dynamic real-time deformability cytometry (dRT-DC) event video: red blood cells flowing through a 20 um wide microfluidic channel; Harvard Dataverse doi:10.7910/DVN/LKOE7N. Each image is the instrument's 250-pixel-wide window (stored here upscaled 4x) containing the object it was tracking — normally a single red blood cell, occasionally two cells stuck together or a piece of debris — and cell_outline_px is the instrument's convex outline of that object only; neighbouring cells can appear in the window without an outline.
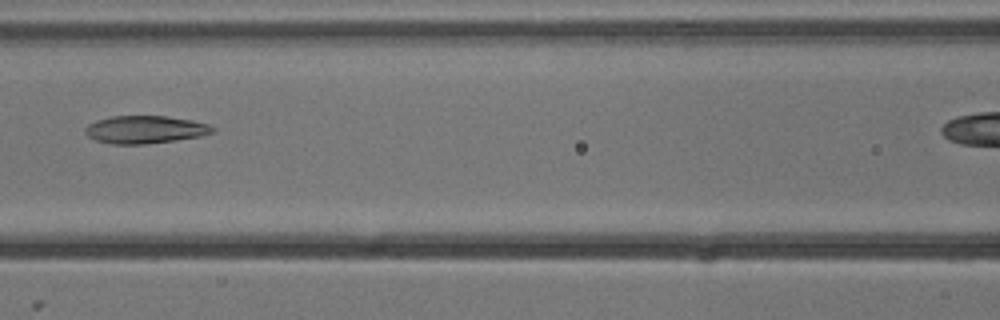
{"species": "common noctule bat (a hibernating species)", "species_latin": "Nyctalus noctula", "temperature_condition": "cold", "stored_images_in_passage": 7, "camera_frame_rate_fps": 3000, "um_per_image_px": 0.085, "animal": {"sex": "male", "body_mass_g": 13.3}, "frame": {"image": 1, "passage_image": 4, "time_ms": 1.0, "image_size_px": [1000, 320], "cell_outline_px": [[216, 132], [200, 136], [176, 140], [144, 144], [112, 144], [96, 140], [88, 136], [84, 132], [84, 128], [88, 124], [96, 120], [112, 116], [168, 116], [192, 120], [208, 124], [216, 128]], "centroid_in_image_um": [12.34, 11.01], "position_along_channel_um": 154.3, "area_um2": 20.69}}
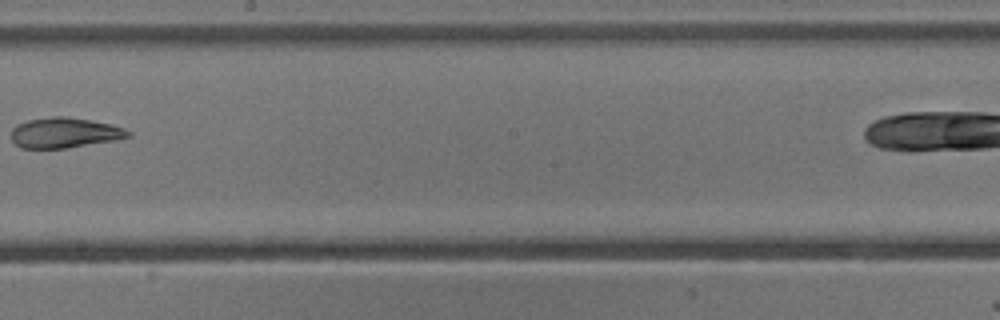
{"frame": {"image": 2, "passage_image": 6, "time_ms": 1.667, "image_size_px": [1000, 320], "cell_outline_px": [[132, 136], [116, 140], [68, 148], [20, 148], [12, 140], [12, 128], [16, 124], [28, 120], [52, 116], [64, 116], [92, 120], [112, 124], [124, 128], [132, 132]], "centroid_in_image_um": [5.52, 11.28], "position_along_channel_um": 242.7, "area_um2": 20.87}}
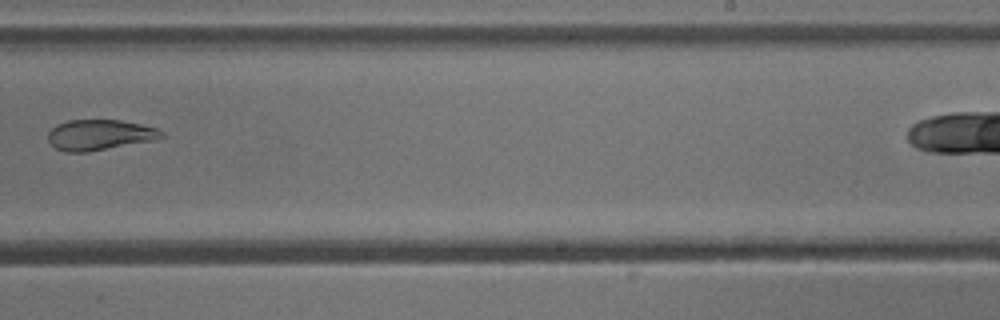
{"frame": {"image": 3, "passage_image": 7, "time_ms": 2.0, "image_size_px": [1000, 320], "cell_outline_px": [[168, 136], [152, 140], [88, 152], [64, 152], [56, 148], [48, 140], [48, 132], [56, 124], [68, 120], [120, 120], [140, 124], [156, 128], [164, 132]], "centroid_in_image_um": [8.46, 11.46], "position_along_channel_um": 280.5, "area_um2": 20.17}}